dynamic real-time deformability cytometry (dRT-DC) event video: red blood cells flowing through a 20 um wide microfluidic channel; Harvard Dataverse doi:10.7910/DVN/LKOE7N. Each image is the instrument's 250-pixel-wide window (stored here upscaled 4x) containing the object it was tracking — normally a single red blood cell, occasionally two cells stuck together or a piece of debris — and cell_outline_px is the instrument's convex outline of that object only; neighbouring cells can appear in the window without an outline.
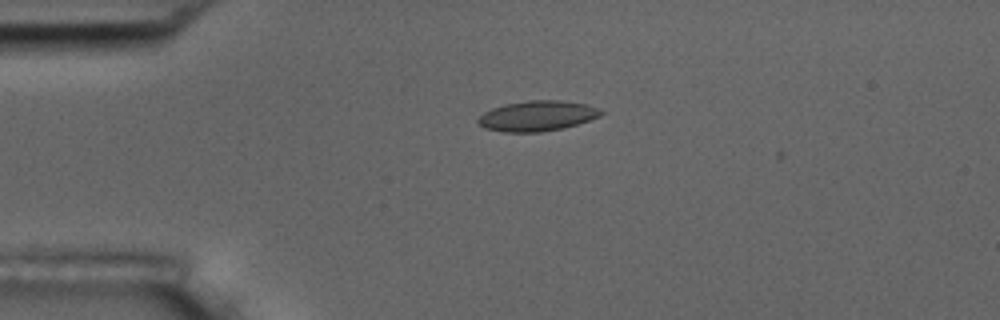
{"species": "common noctule bat (a hibernating species)", "species_latin": "Nyctalus noctula", "temperature_condition": "room temperature", "stored_images_in_passage": 4, "camera_frame_rate_fps": 3000, "um_per_image_px": 0.085, "animal": {"sex": "male", "body_mass_g": 17.5, "forearm_length_mm": 52.3}, "frame": {"image": 1, "passage_image": 2, "time_ms": 0.333, "image_size_px": [1000, 320], "cell_outline_px": [[604, 112], [600, 116], [564, 128], [540, 132], [504, 132], [484, 128], [476, 120], [484, 112], [492, 108], [504, 104], [528, 100], [560, 100], [584, 104], [600, 108]], "centroid_in_image_um": [45.65, 9.85], "position_along_channel_um": 39.3, "area_um2": 21.68}}